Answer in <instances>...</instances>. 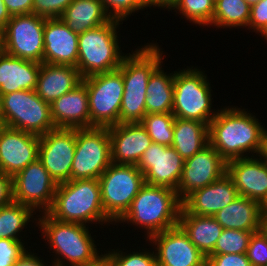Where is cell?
Segmentation results:
<instances>
[{
	"mask_svg": "<svg viewBox=\"0 0 267 266\" xmlns=\"http://www.w3.org/2000/svg\"><path fill=\"white\" fill-rule=\"evenodd\" d=\"M246 110L224 106L210 121L209 144L226 162L265 152L267 129L250 110Z\"/></svg>",
	"mask_w": 267,
	"mask_h": 266,
	"instance_id": "6da1fadb",
	"label": "cell"
},
{
	"mask_svg": "<svg viewBox=\"0 0 267 266\" xmlns=\"http://www.w3.org/2000/svg\"><path fill=\"white\" fill-rule=\"evenodd\" d=\"M37 224L41 237L47 242L53 253L54 266H82L94 263L103 255L88 225L62 222L52 218L48 213L38 215ZM91 232V233H90ZM101 253V254H100ZM55 254V255H54ZM67 261V262H66ZM66 262V263H65Z\"/></svg>",
	"mask_w": 267,
	"mask_h": 266,
	"instance_id": "7a4b0ae2",
	"label": "cell"
},
{
	"mask_svg": "<svg viewBox=\"0 0 267 266\" xmlns=\"http://www.w3.org/2000/svg\"><path fill=\"white\" fill-rule=\"evenodd\" d=\"M158 43L138 46L123 58L120 67L124 94L120 107V123L141 122L146 115L147 84L151 74L164 64V54Z\"/></svg>",
	"mask_w": 267,
	"mask_h": 266,
	"instance_id": "3957f363",
	"label": "cell"
},
{
	"mask_svg": "<svg viewBox=\"0 0 267 266\" xmlns=\"http://www.w3.org/2000/svg\"><path fill=\"white\" fill-rule=\"evenodd\" d=\"M181 207L175 190L145 183L116 226L125 222L142 228L147 241L152 235L177 226Z\"/></svg>",
	"mask_w": 267,
	"mask_h": 266,
	"instance_id": "277c9868",
	"label": "cell"
},
{
	"mask_svg": "<svg viewBox=\"0 0 267 266\" xmlns=\"http://www.w3.org/2000/svg\"><path fill=\"white\" fill-rule=\"evenodd\" d=\"M47 213L62 222L88 226L113 225L102 206L98 179L69 180L58 184L53 204Z\"/></svg>",
	"mask_w": 267,
	"mask_h": 266,
	"instance_id": "5b68a950",
	"label": "cell"
},
{
	"mask_svg": "<svg viewBox=\"0 0 267 266\" xmlns=\"http://www.w3.org/2000/svg\"><path fill=\"white\" fill-rule=\"evenodd\" d=\"M121 21L110 19L96 28L86 30L78 37L77 69L82 78L110 72L120 67L126 56L119 42ZM119 35V36H118Z\"/></svg>",
	"mask_w": 267,
	"mask_h": 266,
	"instance_id": "8992f818",
	"label": "cell"
},
{
	"mask_svg": "<svg viewBox=\"0 0 267 266\" xmlns=\"http://www.w3.org/2000/svg\"><path fill=\"white\" fill-rule=\"evenodd\" d=\"M174 74L172 114L175 118L210 124L219 108H213L210 80L204 70L191 66ZM213 108V109H212Z\"/></svg>",
	"mask_w": 267,
	"mask_h": 266,
	"instance_id": "52a82bcc",
	"label": "cell"
},
{
	"mask_svg": "<svg viewBox=\"0 0 267 266\" xmlns=\"http://www.w3.org/2000/svg\"><path fill=\"white\" fill-rule=\"evenodd\" d=\"M1 125L42 136L55 128L50 104L36 90H20L0 95Z\"/></svg>",
	"mask_w": 267,
	"mask_h": 266,
	"instance_id": "ba28073f",
	"label": "cell"
},
{
	"mask_svg": "<svg viewBox=\"0 0 267 266\" xmlns=\"http://www.w3.org/2000/svg\"><path fill=\"white\" fill-rule=\"evenodd\" d=\"M98 180L104 212L115 225L145 184L144 174L136 165L111 163Z\"/></svg>",
	"mask_w": 267,
	"mask_h": 266,
	"instance_id": "9c48e42d",
	"label": "cell"
},
{
	"mask_svg": "<svg viewBox=\"0 0 267 266\" xmlns=\"http://www.w3.org/2000/svg\"><path fill=\"white\" fill-rule=\"evenodd\" d=\"M88 90L90 128L120 123L124 81L119 69L83 78Z\"/></svg>",
	"mask_w": 267,
	"mask_h": 266,
	"instance_id": "30bf717a",
	"label": "cell"
},
{
	"mask_svg": "<svg viewBox=\"0 0 267 266\" xmlns=\"http://www.w3.org/2000/svg\"><path fill=\"white\" fill-rule=\"evenodd\" d=\"M111 163L108 127L76 129L71 180L99 179Z\"/></svg>",
	"mask_w": 267,
	"mask_h": 266,
	"instance_id": "8fae6325",
	"label": "cell"
},
{
	"mask_svg": "<svg viewBox=\"0 0 267 266\" xmlns=\"http://www.w3.org/2000/svg\"><path fill=\"white\" fill-rule=\"evenodd\" d=\"M13 201L35 213H47L54 201L57 183L36 159L12 177ZM38 211V212H37Z\"/></svg>",
	"mask_w": 267,
	"mask_h": 266,
	"instance_id": "7c38bea8",
	"label": "cell"
},
{
	"mask_svg": "<svg viewBox=\"0 0 267 266\" xmlns=\"http://www.w3.org/2000/svg\"><path fill=\"white\" fill-rule=\"evenodd\" d=\"M45 18L33 13L11 16L4 31L5 53L43 63Z\"/></svg>",
	"mask_w": 267,
	"mask_h": 266,
	"instance_id": "4fadbf2b",
	"label": "cell"
},
{
	"mask_svg": "<svg viewBox=\"0 0 267 266\" xmlns=\"http://www.w3.org/2000/svg\"><path fill=\"white\" fill-rule=\"evenodd\" d=\"M75 147V128H54L40 136L38 159L57 185L71 180Z\"/></svg>",
	"mask_w": 267,
	"mask_h": 266,
	"instance_id": "5bb4252c",
	"label": "cell"
},
{
	"mask_svg": "<svg viewBox=\"0 0 267 266\" xmlns=\"http://www.w3.org/2000/svg\"><path fill=\"white\" fill-rule=\"evenodd\" d=\"M227 173V162L208 144L191 158L184 160L182 175L176 190L183 202L194 191L208 186Z\"/></svg>",
	"mask_w": 267,
	"mask_h": 266,
	"instance_id": "9a60e30c",
	"label": "cell"
},
{
	"mask_svg": "<svg viewBox=\"0 0 267 266\" xmlns=\"http://www.w3.org/2000/svg\"><path fill=\"white\" fill-rule=\"evenodd\" d=\"M147 241L155 248L158 266H206V256L179 225L154 234Z\"/></svg>",
	"mask_w": 267,
	"mask_h": 266,
	"instance_id": "2e32d148",
	"label": "cell"
},
{
	"mask_svg": "<svg viewBox=\"0 0 267 266\" xmlns=\"http://www.w3.org/2000/svg\"><path fill=\"white\" fill-rule=\"evenodd\" d=\"M184 159L172 146L152 143L143 153L137 168L146 184L177 190Z\"/></svg>",
	"mask_w": 267,
	"mask_h": 266,
	"instance_id": "e0dca14e",
	"label": "cell"
},
{
	"mask_svg": "<svg viewBox=\"0 0 267 266\" xmlns=\"http://www.w3.org/2000/svg\"><path fill=\"white\" fill-rule=\"evenodd\" d=\"M40 137L0 126V172L13 177L38 159Z\"/></svg>",
	"mask_w": 267,
	"mask_h": 266,
	"instance_id": "ac0fdd59",
	"label": "cell"
},
{
	"mask_svg": "<svg viewBox=\"0 0 267 266\" xmlns=\"http://www.w3.org/2000/svg\"><path fill=\"white\" fill-rule=\"evenodd\" d=\"M227 174L238 195L267 207V157L264 154L228 161Z\"/></svg>",
	"mask_w": 267,
	"mask_h": 266,
	"instance_id": "d6986e66",
	"label": "cell"
},
{
	"mask_svg": "<svg viewBox=\"0 0 267 266\" xmlns=\"http://www.w3.org/2000/svg\"><path fill=\"white\" fill-rule=\"evenodd\" d=\"M111 139V162L136 165L153 143L140 122L119 123L108 127Z\"/></svg>",
	"mask_w": 267,
	"mask_h": 266,
	"instance_id": "ffe728a7",
	"label": "cell"
},
{
	"mask_svg": "<svg viewBox=\"0 0 267 266\" xmlns=\"http://www.w3.org/2000/svg\"><path fill=\"white\" fill-rule=\"evenodd\" d=\"M78 37L62 19H45L43 63L77 67Z\"/></svg>",
	"mask_w": 267,
	"mask_h": 266,
	"instance_id": "44dd1931",
	"label": "cell"
},
{
	"mask_svg": "<svg viewBox=\"0 0 267 266\" xmlns=\"http://www.w3.org/2000/svg\"><path fill=\"white\" fill-rule=\"evenodd\" d=\"M231 177L226 173L220 179L190 194L182 206L193 215L214 216L238 197Z\"/></svg>",
	"mask_w": 267,
	"mask_h": 266,
	"instance_id": "7402d4cb",
	"label": "cell"
},
{
	"mask_svg": "<svg viewBox=\"0 0 267 266\" xmlns=\"http://www.w3.org/2000/svg\"><path fill=\"white\" fill-rule=\"evenodd\" d=\"M55 128H90L88 90L82 81L50 104Z\"/></svg>",
	"mask_w": 267,
	"mask_h": 266,
	"instance_id": "603a6c76",
	"label": "cell"
},
{
	"mask_svg": "<svg viewBox=\"0 0 267 266\" xmlns=\"http://www.w3.org/2000/svg\"><path fill=\"white\" fill-rule=\"evenodd\" d=\"M82 79L77 67L41 63L35 90L43 101L51 104L79 85Z\"/></svg>",
	"mask_w": 267,
	"mask_h": 266,
	"instance_id": "cb8c5ba5",
	"label": "cell"
},
{
	"mask_svg": "<svg viewBox=\"0 0 267 266\" xmlns=\"http://www.w3.org/2000/svg\"><path fill=\"white\" fill-rule=\"evenodd\" d=\"M41 63L0 55V95L20 90H35Z\"/></svg>",
	"mask_w": 267,
	"mask_h": 266,
	"instance_id": "d4e9b609",
	"label": "cell"
},
{
	"mask_svg": "<svg viewBox=\"0 0 267 266\" xmlns=\"http://www.w3.org/2000/svg\"><path fill=\"white\" fill-rule=\"evenodd\" d=\"M263 210L260 203L239 195L213 217L223 229L258 232Z\"/></svg>",
	"mask_w": 267,
	"mask_h": 266,
	"instance_id": "484cf974",
	"label": "cell"
},
{
	"mask_svg": "<svg viewBox=\"0 0 267 266\" xmlns=\"http://www.w3.org/2000/svg\"><path fill=\"white\" fill-rule=\"evenodd\" d=\"M178 225L188 235L189 240L207 257L217 243L223 227L213 216L190 214L183 206L179 214Z\"/></svg>",
	"mask_w": 267,
	"mask_h": 266,
	"instance_id": "4316f807",
	"label": "cell"
},
{
	"mask_svg": "<svg viewBox=\"0 0 267 266\" xmlns=\"http://www.w3.org/2000/svg\"><path fill=\"white\" fill-rule=\"evenodd\" d=\"M77 34L107 23V15L100 0H74L60 17Z\"/></svg>",
	"mask_w": 267,
	"mask_h": 266,
	"instance_id": "83f0119b",
	"label": "cell"
},
{
	"mask_svg": "<svg viewBox=\"0 0 267 266\" xmlns=\"http://www.w3.org/2000/svg\"><path fill=\"white\" fill-rule=\"evenodd\" d=\"M209 144V125L175 118L172 147L184 159L191 158Z\"/></svg>",
	"mask_w": 267,
	"mask_h": 266,
	"instance_id": "f1b7e54d",
	"label": "cell"
},
{
	"mask_svg": "<svg viewBox=\"0 0 267 266\" xmlns=\"http://www.w3.org/2000/svg\"><path fill=\"white\" fill-rule=\"evenodd\" d=\"M161 64L150 76L147 84L146 114L172 113L174 74L164 71Z\"/></svg>",
	"mask_w": 267,
	"mask_h": 266,
	"instance_id": "f546056e",
	"label": "cell"
},
{
	"mask_svg": "<svg viewBox=\"0 0 267 266\" xmlns=\"http://www.w3.org/2000/svg\"><path fill=\"white\" fill-rule=\"evenodd\" d=\"M34 215L36 213L30 207L14 201L9 205L0 207V239L25 241L23 239L26 235L23 232L26 233L29 222H35L34 225L37 224L38 216Z\"/></svg>",
	"mask_w": 267,
	"mask_h": 266,
	"instance_id": "4dcf8cb0",
	"label": "cell"
},
{
	"mask_svg": "<svg viewBox=\"0 0 267 266\" xmlns=\"http://www.w3.org/2000/svg\"><path fill=\"white\" fill-rule=\"evenodd\" d=\"M251 6L245 0H216L210 26L216 28H247Z\"/></svg>",
	"mask_w": 267,
	"mask_h": 266,
	"instance_id": "1f68e13d",
	"label": "cell"
},
{
	"mask_svg": "<svg viewBox=\"0 0 267 266\" xmlns=\"http://www.w3.org/2000/svg\"><path fill=\"white\" fill-rule=\"evenodd\" d=\"M175 116L172 113L146 114L140 122L153 143L172 146Z\"/></svg>",
	"mask_w": 267,
	"mask_h": 266,
	"instance_id": "d6a6232c",
	"label": "cell"
},
{
	"mask_svg": "<svg viewBox=\"0 0 267 266\" xmlns=\"http://www.w3.org/2000/svg\"><path fill=\"white\" fill-rule=\"evenodd\" d=\"M190 23L198 26H209L215 10L214 0H179L172 9Z\"/></svg>",
	"mask_w": 267,
	"mask_h": 266,
	"instance_id": "836d02e7",
	"label": "cell"
},
{
	"mask_svg": "<svg viewBox=\"0 0 267 266\" xmlns=\"http://www.w3.org/2000/svg\"><path fill=\"white\" fill-rule=\"evenodd\" d=\"M144 249L142 248V251L139 249V252L133 249L134 251L130 253L127 249L119 250V248L103 252H106L112 266H158L154 248L152 247L151 251L148 248ZM124 250H127V253L123 252Z\"/></svg>",
	"mask_w": 267,
	"mask_h": 266,
	"instance_id": "e575fe53",
	"label": "cell"
},
{
	"mask_svg": "<svg viewBox=\"0 0 267 266\" xmlns=\"http://www.w3.org/2000/svg\"><path fill=\"white\" fill-rule=\"evenodd\" d=\"M255 232L236 229H223L214 250L210 254L246 253L250 238Z\"/></svg>",
	"mask_w": 267,
	"mask_h": 266,
	"instance_id": "d590c367",
	"label": "cell"
},
{
	"mask_svg": "<svg viewBox=\"0 0 267 266\" xmlns=\"http://www.w3.org/2000/svg\"><path fill=\"white\" fill-rule=\"evenodd\" d=\"M105 12L111 19L121 22L128 19L135 12L147 9L146 0H100ZM133 13V14H132Z\"/></svg>",
	"mask_w": 267,
	"mask_h": 266,
	"instance_id": "8d00e7d4",
	"label": "cell"
},
{
	"mask_svg": "<svg viewBox=\"0 0 267 266\" xmlns=\"http://www.w3.org/2000/svg\"><path fill=\"white\" fill-rule=\"evenodd\" d=\"M246 256L251 266H267V238L261 231L252 234Z\"/></svg>",
	"mask_w": 267,
	"mask_h": 266,
	"instance_id": "74e56055",
	"label": "cell"
},
{
	"mask_svg": "<svg viewBox=\"0 0 267 266\" xmlns=\"http://www.w3.org/2000/svg\"><path fill=\"white\" fill-rule=\"evenodd\" d=\"M74 0H33L32 13L45 19L60 18Z\"/></svg>",
	"mask_w": 267,
	"mask_h": 266,
	"instance_id": "f35d334b",
	"label": "cell"
},
{
	"mask_svg": "<svg viewBox=\"0 0 267 266\" xmlns=\"http://www.w3.org/2000/svg\"><path fill=\"white\" fill-rule=\"evenodd\" d=\"M26 244L25 241L0 239V266H13L28 248V244Z\"/></svg>",
	"mask_w": 267,
	"mask_h": 266,
	"instance_id": "ab89813d",
	"label": "cell"
},
{
	"mask_svg": "<svg viewBox=\"0 0 267 266\" xmlns=\"http://www.w3.org/2000/svg\"><path fill=\"white\" fill-rule=\"evenodd\" d=\"M267 26V0H260L251 5L250 19L248 29L251 32L260 34Z\"/></svg>",
	"mask_w": 267,
	"mask_h": 266,
	"instance_id": "60d3db41",
	"label": "cell"
},
{
	"mask_svg": "<svg viewBox=\"0 0 267 266\" xmlns=\"http://www.w3.org/2000/svg\"><path fill=\"white\" fill-rule=\"evenodd\" d=\"M206 258V266H251L246 253L209 254Z\"/></svg>",
	"mask_w": 267,
	"mask_h": 266,
	"instance_id": "b9f144b4",
	"label": "cell"
},
{
	"mask_svg": "<svg viewBox=\"0 0 267 266\" xmlns=\"http://www.w3.org/2000/svg\"><path fill=\"white\" fill-rule=\"evenodd\" d=\"M10 16L31 14L33 0H3Z\"/></svg>",
	"mask_w": 267,
	"mask_h": 266,
	"instance_id": "7bdbcfd3",
	"label": "cell"
},
{
	"mask_svg": "<svg viewBox=\"0 0 267 266\" xmlns=\"http://www.w3.org/2000/svg\"><path fill=\"white\" fill-rule=\"evenodd\" d=\"M13 202L12 177L0 172V207Z\"/></svg>",
	"mask_w": 267,
	"mask_h": 266,
	"instance_id": "ee69618b",
	"label": "cell"
},
{
	"mask_svg": "<svg viewBox=\"0 0 267 266\" xmlns=\"http://www.w3.org/2000/svg\"><path fill=\"white\" fill-rule=\"evenodd\" d=\"M29 248L31 249V247L29 246L25 250V252L16 260L13 266H54L53 264L48 265V263L52 262H48L47 259V263H45V260L43 258L38 255H35L38 253H34V250L33 252H31Z\"/></svg>",
	"mask_w": 267,
	"mask_h": 266,
	"instance_id": "f6af8a7d",
	"label": "cell"
},
{
	"mask_svg": "<svg viewBox=\"0 0 267 266\" xmlns=\"http://www.w3.org/2000/svg\"><path fill=\"white\" fill-rule=\"evenodd\" d=\"M179 0H146L147 7L154 10V7L162 8L164 11L167 9L169 12H172L174 6L178 3ZM165 8V9H164Z\"/></svg>",
	"mask_w": 267,
	"mask_h": 266,
	"instance_id": "bcb514c9",
	"label": "cell"
},
{
	"mask_svg": "<svg viewBox=\"0 0 267 266\" xmlns=\"http://www.w3.org/2000/svg\"><path fill=\"white\" fill-rule=\"evenodd\" d=\"M11 19V16L3 3V0H0V30L5 31L7 22Z\"/></svg>",
	"mask_w": 267,
	"mask_h": 266,
	"instance_id": "7dc6e473",
	"label": "cell"
},
{
	"mask_svg": "<svg viewBox=\"0 0 267 266\" xmlns=\"http://www.w3.org/2000/svg\"><path fill=\"white\" fill-rule=\"evenodd\" d=\"M82 266H112V264L104 252L103 255L99 257L94 263Z\"/></svg>",
	"mask_w": 267,
	"mask_h": 266,
	"instance_id": "c3c4849f",
	"label": "cell"
},
{
	"mask_svg": "<svg viewBox=\"0 0 267 266\" xmlns=\"http://www.w3.org/2000/svg\"><path fill=\"white\" fill-rule=\"evenodd\" d=\"M260 231L267 238V207L264 208L262 213Z\"/></svg>",
	"mask_w": 267,
	"mask_h": 266,
	"instance_id": "681fc988",
	"label": "cell"
},
{
	"mask_svg": "<svg viewBox=\"0 0 267 266\" xmlns=\"http://www.w3.org/2000/svg\"><path fill=\"white\" fill-rule=\"evenodd\" d=\"M5 53L4 31L0 30V55Z\"/></svg>",
	"mask_w": 267,
	"mask_h": 266,
	"instance_id": "f907efd6",
	"label": "cell"
},
{
	"mask_svg": "<svg viewBox=\"0 0 267 266\" xmlns=\"http://www.w3.org/2000/svg\"><path fill=\"white\" fill-rule=\"evenodd\" d=\"M259 35L262 36L264 38V41L266 40L267 42V26Z\"/></svg>",
	"mask_w": 267,
	"mask_h": 266,
	"instance_id": "816d5d0a",
	"label": "cell"
},
{
	"mask_svg": "<svg viewBox=\"0 0 267 266\" xmlns=\"http://www.w3.org/2000/svg\"><path fill=\"white\" fill-rule=\"evenodd\" d=\"M250 6L253 4H256L257 2H259L260 0H245Z\"/></svg>",
	"mask_w": 267,
	"mask_h": 266,
	"instance_id": "f5cc1de1",
	"label": "cell"
},
{
	"mask_svg": "<svg viewBox=\"0 0 267 266\" xmlns=\"http://www.w3.org/2000/svg\"><path fill=\"white\" fill-rule=\"evenodd\" d=\"M264 155L267 157V133H266V143H265V152Z\"/></svg>",
	"mask_w": 267,
	"mask_h": 266,
	"instance_id": "db71d44e",
	"label": "cell"
}]
</instances>
